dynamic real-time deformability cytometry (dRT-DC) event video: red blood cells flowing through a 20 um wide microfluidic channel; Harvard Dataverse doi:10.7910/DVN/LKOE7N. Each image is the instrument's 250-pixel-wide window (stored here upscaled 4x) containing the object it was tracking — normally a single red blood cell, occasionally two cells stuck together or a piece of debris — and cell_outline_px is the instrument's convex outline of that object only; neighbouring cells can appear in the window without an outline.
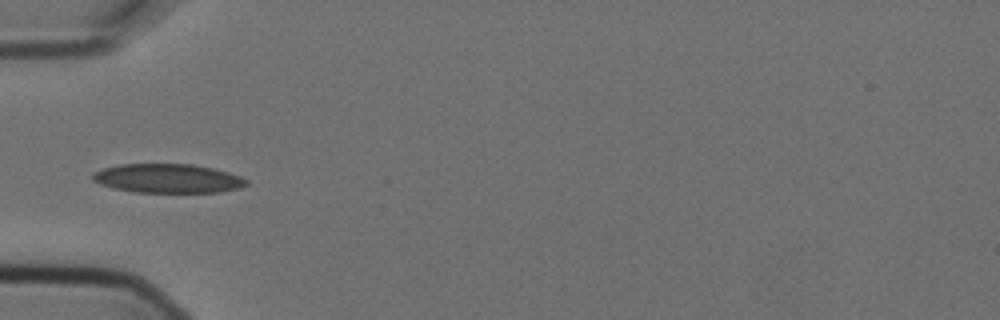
{"species": "Egyptian fruit bat (a non-hibernating species)", "species_latin": "Rousettus aegyptiacus", "temperature_condition": "cold", "stored_images_in_passage": 1, "camera_frame_rate_fps": 3000, "um_per_image_px": 0.085, "animal": {"sex": "female"}, "frame": {"image": 1, "passage_image": 1, "time_ms": 0.0, "image_size_px": [1000, 320], "cell_outline_px": [[248, 184], [240, 188], [220, 192], [132, 192], [112, 188], [100, 184], [92, 180], [92, 172], [100, 168], [120, 164], [192, 164], [212, 168], [228, 172], [240, 176], [248, 180]], "centroid_in_image_um": [14.22, 15.16], "position_along_channel_um": 70.8, "area_um2": 26.24}}